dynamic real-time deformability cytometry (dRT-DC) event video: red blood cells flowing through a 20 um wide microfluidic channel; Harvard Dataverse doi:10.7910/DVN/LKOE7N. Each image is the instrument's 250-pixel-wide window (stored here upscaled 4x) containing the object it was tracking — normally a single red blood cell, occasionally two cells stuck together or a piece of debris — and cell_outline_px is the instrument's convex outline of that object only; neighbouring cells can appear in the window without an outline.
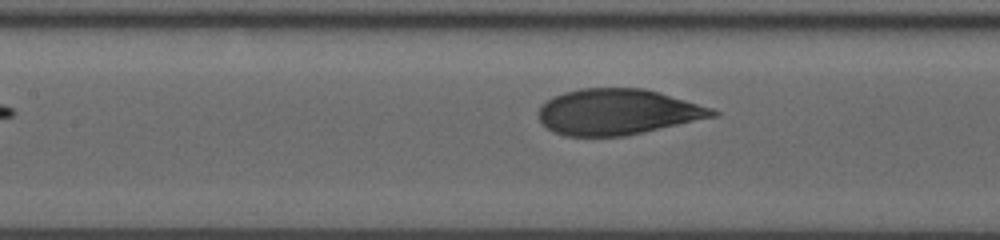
{"species": "human", "species_latin": "Homo sapiens", "temperature_condition": "room temperature", "stored_images_in_passage": 27, "segment_of_instrument_passage": [2, 2], "camera_frame_rate_fps": 3000, "um_per_image_px": 0.085, "donor": {"sex": "male"}, "frame": {"image": 1, "passage_image": 27, "time_ms": 6.333, "image_size_px": [1000, 240], "cell_outline_px": [[720, 112], [716, 116], [628, 136], [564, 136], [552, 132], [540, 120], [536, 112], [544, 100], [552, 96], [564, 92], [580, 88], [644, 88], [660, 92], [712, 108]], "centroid_in_image_um": [52.45, 9.51], "position_along_channel_um": 154.9, "area_um2": 46.82}}